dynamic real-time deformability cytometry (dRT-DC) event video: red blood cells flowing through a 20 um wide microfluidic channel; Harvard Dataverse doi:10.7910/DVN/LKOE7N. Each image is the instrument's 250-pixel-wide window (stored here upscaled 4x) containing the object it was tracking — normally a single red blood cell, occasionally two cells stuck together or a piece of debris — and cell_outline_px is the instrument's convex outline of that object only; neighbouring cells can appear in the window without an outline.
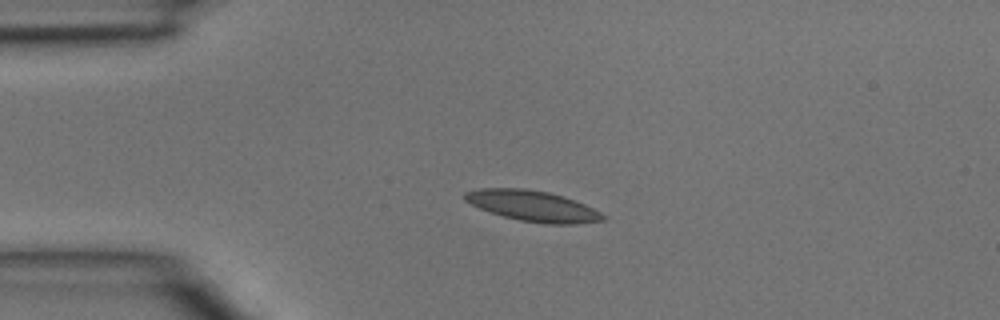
{"species": "common noctule bat (a hibernating species)", "species_latin": "Nyctalus noctula", "temperature_condition": "room temperature", "stored_images_in_passage": 4, "camera_frame_rate_fps": 3000, "um_per_image_px": 0.085, "animal": {"sex": "male", "body_mass_g": 15.6}, "frame": {"image": 1, "passage_image": 2, "time_ms": 0.333, "image_size_px": [1000, 320], "cell_outline_px": [[608, 216], [604, 220], [572, 224], [544, 224], [520, 220], [504, 216], [480, 208], [464, 200], [464, 192], [480, 188], [524, 188], [548, 192], [564, 196], [584, 204]], "centroid_in_image_um": [45.3, 17.5], "position_along_channel_um": 39.7, "area_um2": 24.57}}
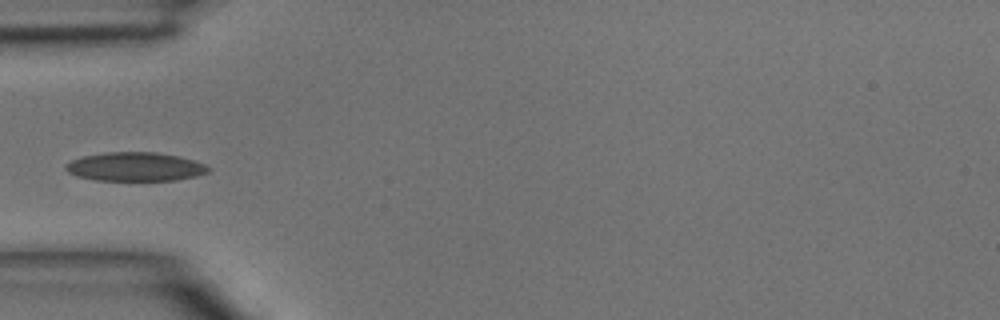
{"frame": {"image": 2, "passage_image": 3, "time_ms": 0.667, "image_size_px": [1000, 320], "cell_outline_px": [[212, 168], [208, 172], [196, 176], [176, 180], [96, 180], [76, 176], [68, 172], [64, 168], [64, 164], [72, 160], [84, 156], [104, 152], [156, 152], [176, 156], [192, 160], [204, 164]], "centroid_in_image_um": [11.47, 14.17], "position_along_channel_um": 73.5, "area_um2": 23.87}}